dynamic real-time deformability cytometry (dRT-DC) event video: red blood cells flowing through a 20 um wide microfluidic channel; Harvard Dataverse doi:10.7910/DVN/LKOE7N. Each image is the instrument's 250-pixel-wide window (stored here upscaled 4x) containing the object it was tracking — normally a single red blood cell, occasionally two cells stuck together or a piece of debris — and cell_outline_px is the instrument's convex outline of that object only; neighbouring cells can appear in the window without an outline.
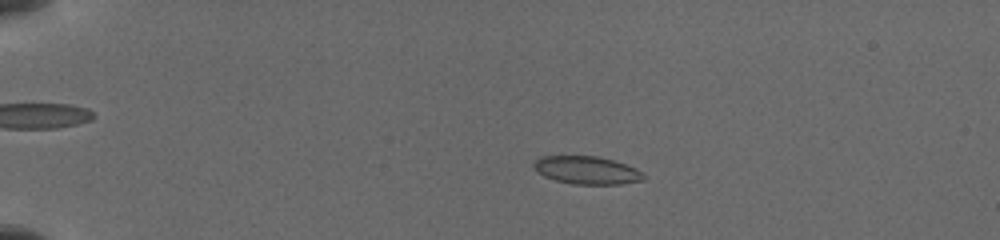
{"species": "common noctule bat (a hibernating species)", "species_latin": "Nyctalus noctula", "temperature_condition": "cold", "stored_images_in_passage": 31, "camera_frame_rate_fps": 3000, "um_per_image_px": 0.085, "animal": {"sex": "female", "body_mass_g": 19.5, "forearm_length_mm": 54.1}, "frame": {"image": 1, "passage_image": 12, "time_ms": 4.0, "image_size_px": [1000, 240], "cell_outline_px": [[648, 176], [644, 180], [620, 184], [572, 184], [556, 180], [544, 176], [532, 164], [540, 156], [596, 156], [612, 160], [636, 168]], "centroid_in_image_um": [49.92, 14.47], "position_along_channel_um": 35.1, "area_um2": 17.74}}
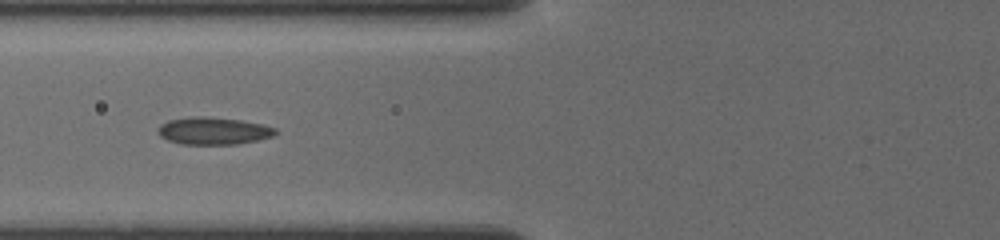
{"frame": {"image": 2, "passage_image": 23, "time_ms": 7.667, "image_size_px": [1000, 240], "cell_outline_px": [[276, 136], [236, 144], [184, 144], [168, 140], [160, 136], [156, 128], [160, 124], [168, 120], [188, 116], [204, 116], [240, 120], [260, 124], [276, 128]], "centroid_in_image_um": [18.1, 11.11], "position_along_channel_um": 107.7, "area_um2": 18.73}}
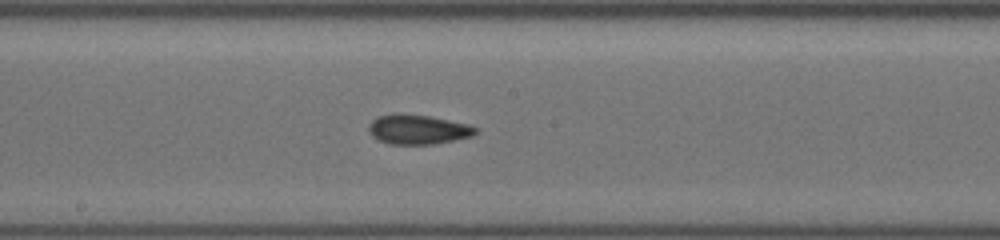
{"frame": {"image": 3, "passage_image": 31, "time_ms": 10.333, "image_size_px": [1000, 240], "cell_outline_px": [[476, 132], [472, 136], [432, 144], [388, 144], [372, 136], [368, 132], [368, 124], [376, 116], [396, 112], [400, 112], [428, 116], [468, 124], [476, 128]], "centroid_in_image_um": [35.44, 10.98], "position_along_channel_um": 212.8, "area_um2": 18.5}}